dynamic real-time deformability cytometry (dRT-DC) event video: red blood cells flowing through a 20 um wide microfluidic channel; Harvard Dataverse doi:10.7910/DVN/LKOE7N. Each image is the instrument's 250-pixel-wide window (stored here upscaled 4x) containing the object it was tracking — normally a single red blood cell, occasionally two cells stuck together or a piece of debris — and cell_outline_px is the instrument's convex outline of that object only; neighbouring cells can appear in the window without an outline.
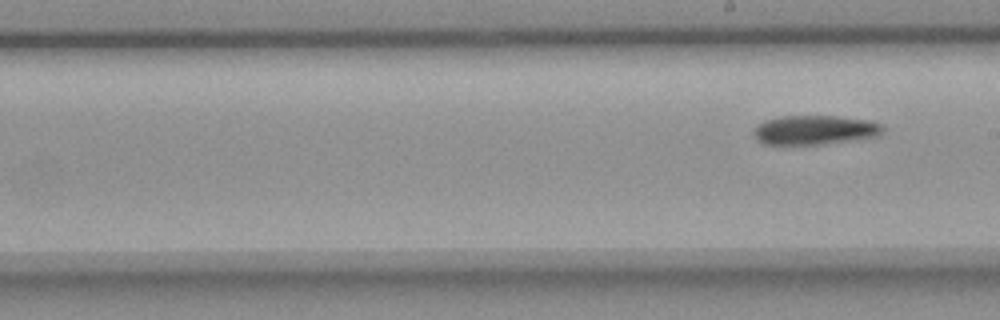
{"species": "common noctule bat (a hibernating species)", "species_latin": "Nyctalus noctula", "temperature_condition": "room temperature", "stored_images_in_passage": 8, "segment_of_instrument_passage": [2, 2], "camera_frame_rate_fps": 3000, "um_per_image_px": 0.085, "animal": {"sex": "female", "body_mass_g": 18.4}, "frame": {"image": 1, "passage_image": 8, "time_ms": 8.667, "image_size_px": [1000, 320], "cell_outline_px": [[884, 128], [876, 136], [820, 144], [764, 144], [756, 140], [752, 132], [764, 120], [780, 116], [836, 116], [868, 120], [884, 124]], "centroid_in_image_um": [69.22, 11.04], "position_along_channel_um": 219.8, "area_um2": 21.79}}